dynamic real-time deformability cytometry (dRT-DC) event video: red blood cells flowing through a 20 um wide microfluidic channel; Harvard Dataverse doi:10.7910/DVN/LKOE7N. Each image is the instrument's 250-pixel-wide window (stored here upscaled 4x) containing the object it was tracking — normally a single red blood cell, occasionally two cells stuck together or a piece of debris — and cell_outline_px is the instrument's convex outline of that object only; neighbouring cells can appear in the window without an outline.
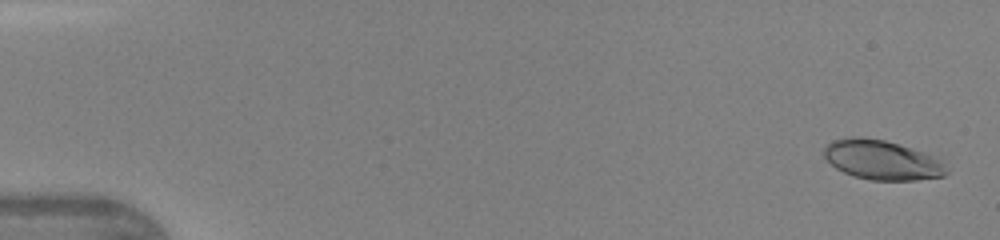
{"species": "human", "species_latin": "Homo sapiens", "temperature_condition": "warm", "stored_images_in_passage": 19, "camera_frame_rate_fps": 3000, "um_per_image_px": 0.085, "donor": {"sex": "female"}, "frame": {"image": 1, "passage_image": 1, "time_ms": 0.0, "image_size_px": [1000, 240], "cell_outline_px": [[948, 172], [944, 176], [916, 180], [872, 180], [852, 176], [836, 168], [824, 156], [824, 148], [832, 140], [860, 136], [884, 140], [912, 148], [936, 156], [940, 160]], "centroid_in_image_um": [74.98, 13.6], "position_along_channel_um": 10.0, "area_um2": 28.09}}
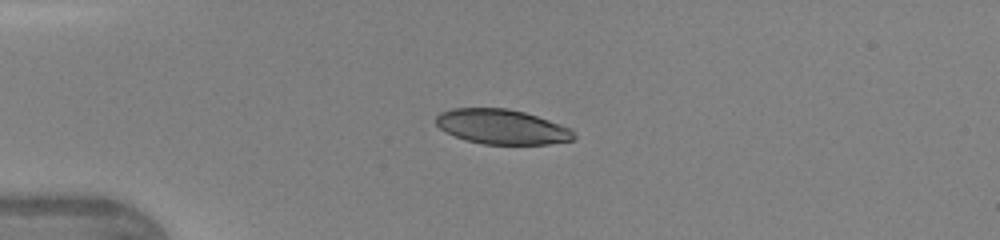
{"frame": {"image": 2, "passage_image": 9, "time_ms": 2.667, "image_size_px": [1000, 240], "cell_outline_px": [[576, 136], [572, 140], [548, 144], [484, 144], [468, 140], [456, 136], [440, 128], [436, 124], [436, 116], [440, 112], [452, 108], [508, 108], [524, 112], [572, 128]], "centroid_in_image_um": [42.68, 10.77], "position_along_channel_um": 42.3, "area_um2": 27.8}}
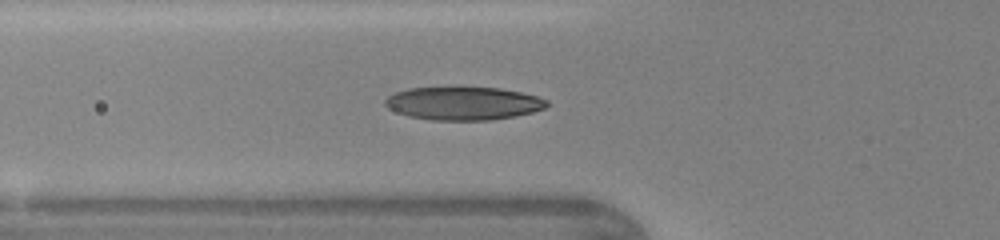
{"frame": {"image": 3, "passage_image": 13, "time_ms": 4.0, "image_size_px": [1000, 240], "cell_outline_px": [[548, 104], [544, 108], [532, 112], [516, 116], [492, 120], [432, 120], [408, 116], [396, 112], [388, 108], [384, 104], [384, 100], [388, 96], [396, 92], [408, 88], [456, 84], [500, 88], [520, 92], [536, 96], [548, 100]], "centroid_in_image_um": [39.34, 8.74], "position_along_channel_um": 86.5, "area_um2": 32.43}}